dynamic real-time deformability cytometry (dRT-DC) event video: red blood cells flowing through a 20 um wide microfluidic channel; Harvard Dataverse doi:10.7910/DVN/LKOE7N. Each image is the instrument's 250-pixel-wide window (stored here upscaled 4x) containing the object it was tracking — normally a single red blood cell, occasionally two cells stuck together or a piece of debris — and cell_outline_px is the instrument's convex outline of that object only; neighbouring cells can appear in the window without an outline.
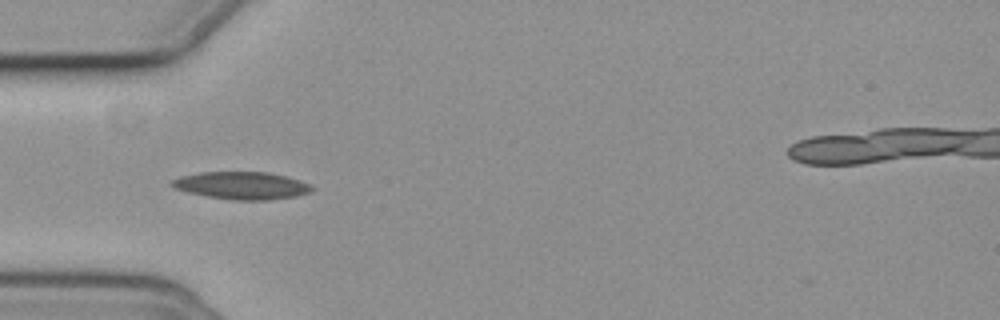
{"species": "common noctule bat (a hibernating species)", "species_latin": "Nyctalus noctula", "temperature_condition": "cold", "stored_images_in_passage": 42, "camera_frame_rate_fps": 3000, "um_per_image_px": 0.085, "animal": {"sex": "female", "body_mass_g": 19.3, "forearm_length_mm": 54.1}, "frame": {"image": 1, "passage_image": 3, "time_ms": 0.667, "image_size_px": [1000, 320], "cell_outline_px": [[316, 188], [312, 192], [296, 196], [268, 200], [232, 200], [208, 196], [188, 192], [176, 188], [168, 184], [172, 180], [180, 176], [200, 172], [268, 172], [300, 180]], "centroid_in_image_um": [20.56, 15.77], "position_along_channel_um": 64.4, "area_um2": 22.43}}
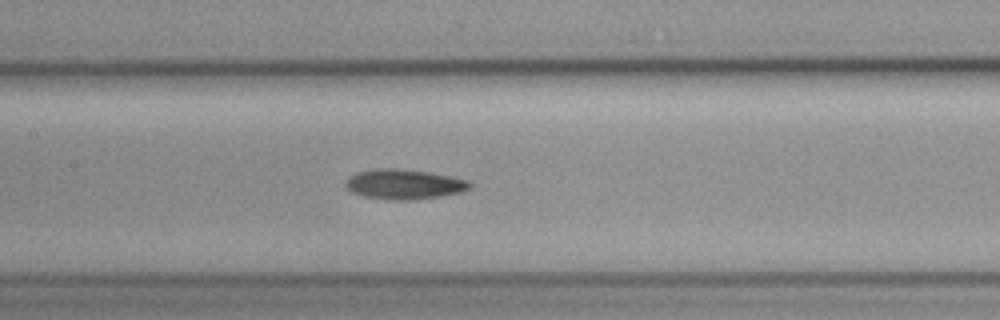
{"frame": {"image": 2, "passage_image": 12, "time_ms": 3.667, "image_size_px": [1000, 320], "cell_outline_px": [[472, 188], [460, 192], [440, 196], [412, 200], [392, 200], [364, 196], [352, 192], [344, 184], [348, 176], [360, 172], [380, 168], [396, 168], [428, 172], [468, 180], [472, 184]], "centroid_in_image_um": [34.35, 15.66], "position_along_channel_um": 173.0, "area_um2": 21.5}}
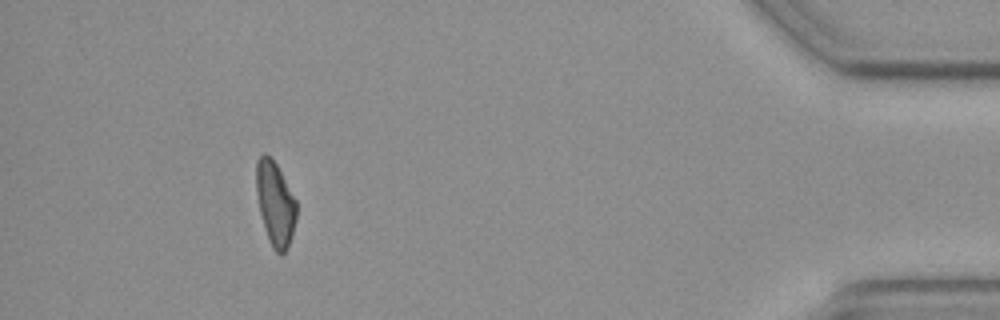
{"frame": {"image": 3, "passage_image": 37, "time_ms": 12.0, "image_size_px": [1000, 320], "cell_outline_px": [[296, 220], [292, 236], [288, 248], [280, 256], [272, 248], [268, 240], [264, 228], [260, 212], [256, 192], [256, 160], [264, 152], [276, 164], [296, 200]], "centroid_in_image_um": [23.39, 17.35], "position_along_channel_um": 411.8, "area_um2": 19.71}}